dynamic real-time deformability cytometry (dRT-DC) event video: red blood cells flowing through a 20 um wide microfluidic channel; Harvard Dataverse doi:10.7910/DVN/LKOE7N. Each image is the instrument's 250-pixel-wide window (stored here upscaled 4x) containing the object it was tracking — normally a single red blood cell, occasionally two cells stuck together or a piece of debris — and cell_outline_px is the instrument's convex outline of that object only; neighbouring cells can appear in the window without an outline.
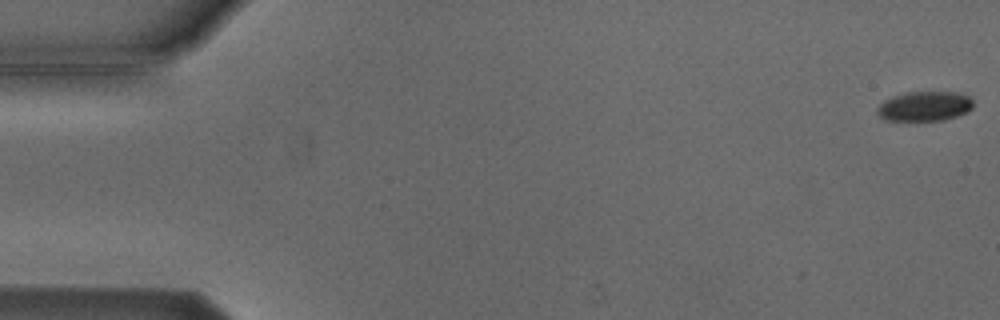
{"species": "Egyptian fruit bat (a non-hibernating species)", "species_latin": "Rousettus aegyptiacus", "temperature_condition": "cold", "stored_images_in_passage": 5, "camera_frame_rate_fps": 3000, "um_per_image_px": 0.085, "animal": {"sex": "male"}, "frame": {"image": 1, "passage_image": 1, "time_ms": 0.0, "image_size_px": [1000, 320], "cell_outline_px": [[972, 108], [968, 112], [944, 120], [888, 120], [880, 116], [876, 112], [876, 108], [884, 100], [892, 96], [904, 92], [956, 92], [968, 96], [972, 100]], "centroid_in_image_um": [78.58, 9.02], "position_along_channel_um": 6.4, "area_um2": 16.59}}
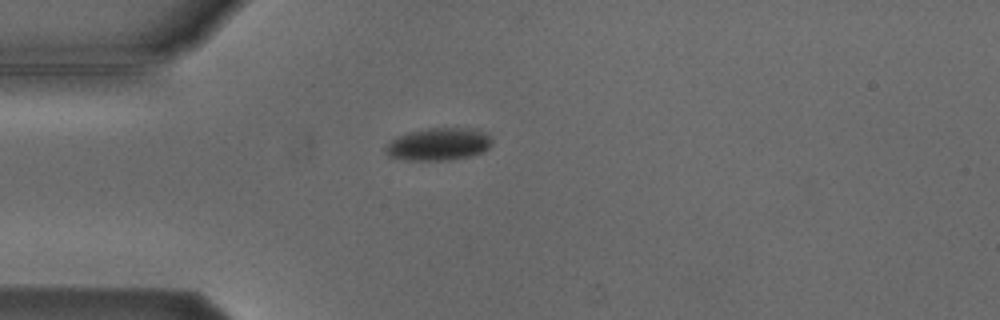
{"frame": {"image": 2, "passage_image": 5, "time_ms": 4.667, "image_size_px": [1000, 320], "cell_outline_px": [[492, 144], [488, 148], [480, 152], [468, 156], [448, 160], [404, 160], [388, 156], [384, 152], [384, 148], [396, 136], [408, 132], [428, 128], [476, 128], [484, 132], [492, 140]], "centroid_in_image_um": [37.24, 12.25], "position_along_channel_um": 47.8, "area_um2": 20.17}}